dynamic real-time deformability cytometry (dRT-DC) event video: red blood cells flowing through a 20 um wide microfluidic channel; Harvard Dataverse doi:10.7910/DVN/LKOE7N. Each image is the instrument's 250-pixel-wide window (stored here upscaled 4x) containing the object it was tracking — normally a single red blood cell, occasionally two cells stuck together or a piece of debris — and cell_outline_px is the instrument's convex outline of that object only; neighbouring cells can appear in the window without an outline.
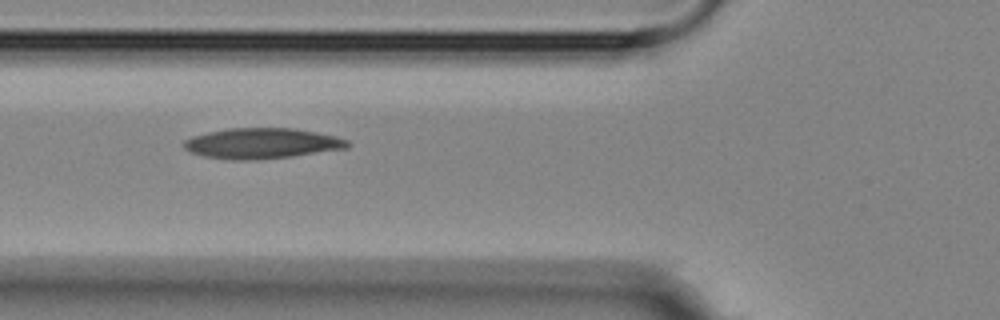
{"species": "Egyptian fruit bat (a non-hibernating species)", "species_latin": "Rousettus aegyptiacus", "temperature_condition": "room temperature", "stored_images_in_passage": 11, "camera_frame_rate_fps": 3000, "um_per_image_px": 0.085, "animal": {"sex": "female"}, "frame": {"image": 1, "passage_image": 2, "time_ms": 1.667, "image_size_px": [1000, 320], "cell_outline_px": [[348, 148], [292, 156], [256, 160], [232, 160], [204, 156], [192, 152], [184, 148], [184, 140], [192, 136], [208, 132], [228, 128], [296, 128], [336, 136], [348, 140]], "centroid_in_image_um": [22.26, 12.18], "position_along_channel_um": 103.5, "area_um2": 29.07}}
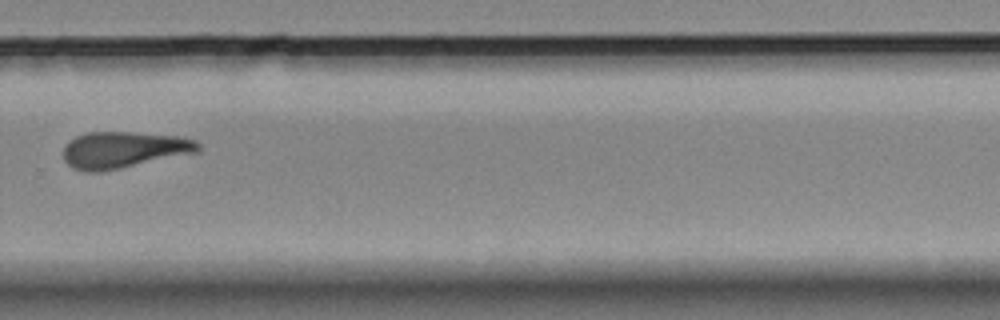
{"frame": {"image": 2, "passage_image": 7, "time_ms": 7.667, "image_size_px": [1000, 320], "cell_outline_px": [[200, 152], [100, 172], [84, 172], [72, 168], [64, 160], [64, 144], [68, 140], [76, 136], [88, 132], [132, 132], [176, 136], [196, 140], [200, 144]], "centroid_in_image_um": [10.49, 12.74], "position_along_channel_um": 319.3, "area_um2": 28.84}}
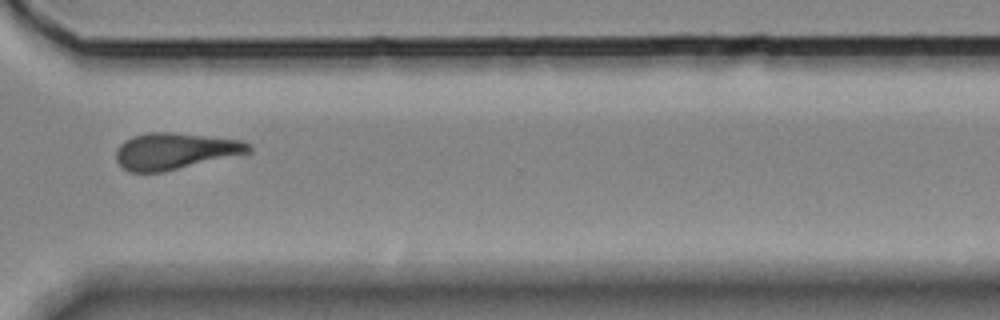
{"frame": {"image": 3, "passage_image": 8, "time_ms": 8.667, "image_size_px": [1000, 320], "cell_outline_px": [[252, 152], [160, 172], [132, 172], [124, 168], [116, 160], [116, 148], [124, 140], [132, 136], [148, 132], [172, 132], [244, 140], [252, 144]], "centroid_in_image_um": [14.89, 12.82], "position_along_channel_um": 355.7, "area_um2": 28.15}}